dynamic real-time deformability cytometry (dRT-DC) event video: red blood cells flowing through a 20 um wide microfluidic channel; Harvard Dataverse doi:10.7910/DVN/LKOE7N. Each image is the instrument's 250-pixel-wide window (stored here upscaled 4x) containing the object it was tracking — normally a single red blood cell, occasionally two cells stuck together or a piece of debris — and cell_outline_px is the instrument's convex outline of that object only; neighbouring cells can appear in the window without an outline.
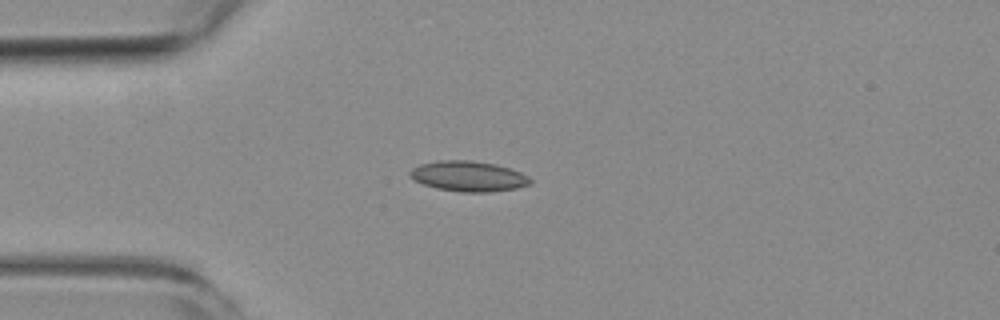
{"species": "common noctule bat (a hibernating species)", "species_latin": "Nyctalus noctula", "temperature_condition": "room temperature", "stored_images_in_passage": 3, "camera_frame_rate_fps": 3000, "um_per_image_px": 0.085, "animal": {"sex": "female", "body_mass_g": 19.3, "forearm_length_mm": 54.1}, "frame": {"image": 1, "passage_image": 3, "time_ms": 3.0, "image_size_px": [1000, 320], "cell_outline_px": [[532, 184], [516, 188], [488, 192], [460, 192], [436, 188], [424, 184], [408, 176], [408, 172], [412, 168], [420, 164], [440, 160], [472, 160], [496, 164], [520, 172], [528, 176], [532, 180]], "centroid_in_image_um": [39.81, 14.98], "position_along_channel_um": 45.2, "area_um2": 21.33}}